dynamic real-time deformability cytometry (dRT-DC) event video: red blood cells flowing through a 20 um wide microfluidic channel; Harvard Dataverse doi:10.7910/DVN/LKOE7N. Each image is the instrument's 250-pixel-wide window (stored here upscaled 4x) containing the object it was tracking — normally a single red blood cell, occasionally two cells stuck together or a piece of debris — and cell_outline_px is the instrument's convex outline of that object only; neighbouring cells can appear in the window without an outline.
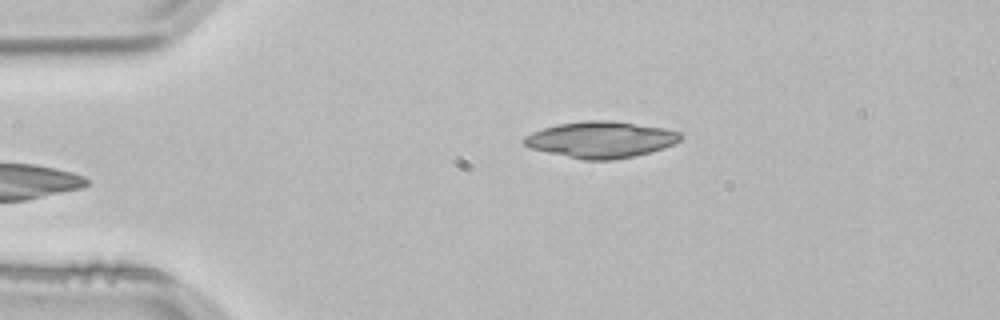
{"species": "common noctule bat (a hibernating species)", "species_latin": "Nyctalus noctula", "temperature_condition": "room temperature", "stored_images_in_passage": 34, "camera_frame_rate_fps": 3000, "um_per_image_px": 0.085, "animal": {"sex": "male", "body_mass_g": 21.5, "forearm_length_mm": 52.0}, "frame": {"image": 1, "passage_image": 1, "time_ms": 0.0, "image_size_px": [1000, 320], "cell_outline_px": [[684, 136], [680, 140], [664, 148], [636, 156], [612, 160], [584, 160], [528, 148], [520, 140], [524, 136], [532, 132], [544, 128], [560, 124], [584, 120], [612, 120], [664, 128], [680, 132]], "centroid_in_image_um": [51.06, 11.87], "position_along_channel_um": 33.9, "area_um2": 33.29}}